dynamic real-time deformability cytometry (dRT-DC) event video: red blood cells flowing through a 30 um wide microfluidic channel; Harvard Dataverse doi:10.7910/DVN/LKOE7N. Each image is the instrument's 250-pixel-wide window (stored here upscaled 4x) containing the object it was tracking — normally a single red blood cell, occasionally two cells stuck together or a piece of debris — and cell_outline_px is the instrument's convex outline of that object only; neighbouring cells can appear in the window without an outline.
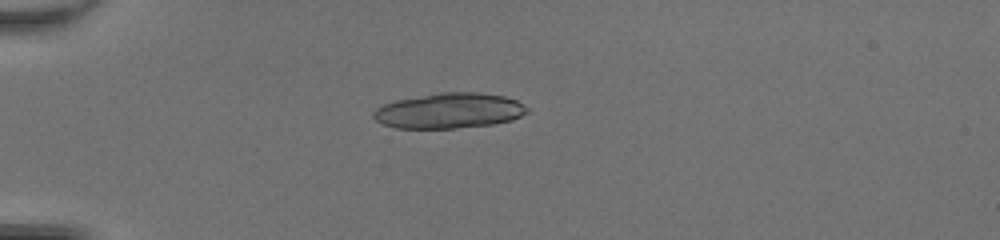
{"species": "common noctule bat (a hibernating species)", "species_latin": "Nyctalus noctula", "temperature_condition": "room temperature", "stored_images_in_passage": 49, "camera_frame_rate_fps": 3000, "um_per_image_px": 0.085, "animal": {"sex": "female", "body_mass_g": 20.0, "forearm_length_mm": 54.0}, "frame": {"image": 1, "passage_image": 15, "time_ms": 4.667, "image_size_px": [1000, 240], "cell_outline_px": [[528, 112], [512, 120], [492, 124], [456, 128], [396, 128], [380, 124], [372, 116], [372, 112], [376, 108], [384, 104], [396, 100], [440, 92], [480, 92], [504, 96], [516, 100], [524, 104], [528, 108]], "centroid_in_image_um": [38.17, 9.41], "position_along_channel_um": 46.8, "area_um2": 31.79}}